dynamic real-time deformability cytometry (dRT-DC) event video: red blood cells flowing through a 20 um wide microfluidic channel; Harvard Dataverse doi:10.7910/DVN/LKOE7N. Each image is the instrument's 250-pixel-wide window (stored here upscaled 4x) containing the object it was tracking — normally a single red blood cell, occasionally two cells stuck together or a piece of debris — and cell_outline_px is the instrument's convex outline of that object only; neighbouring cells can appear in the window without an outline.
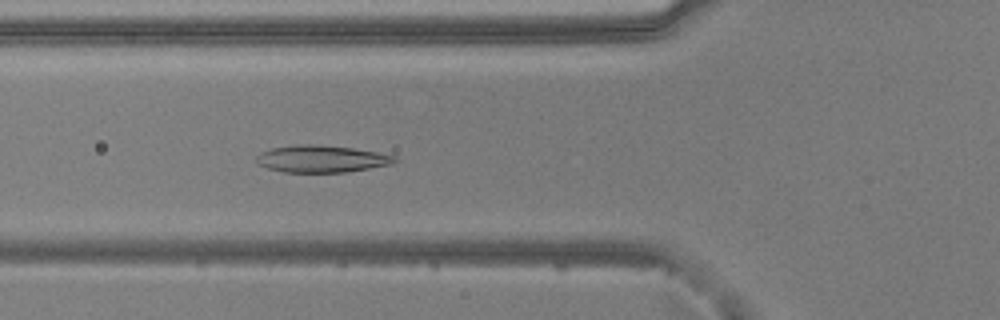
{"species": "common noctule bat (a hibernating species)", "species_latin": "Nyctalus noctula", "temperature_condition": "warm", "stored_images_in_passage": 18, "camera_frame_rate_fps": 3000, "um_per_image_px": 0.085, "animal": {"sex": "male", "body_mass_g": 20.5, "forearm_length_mm": 52.5}, "frame": {"image": 1, "passage_image": 8, "time_ms": 2.333, "image_size_px": [1000, 320], "cell_outline_px": [[400, 160], [392, 164], [348, 172], [284, 172], [268, 168], [256, 164], [256, 156], [260, 152], [272, 148], [296, 144], [308, 144], [352, 148], [376, 152], [396, 156]], "centroid_in_image_um": [27.32, 13.51], "position_along_channel_um": 98.5, "area_um2": 21.85}}
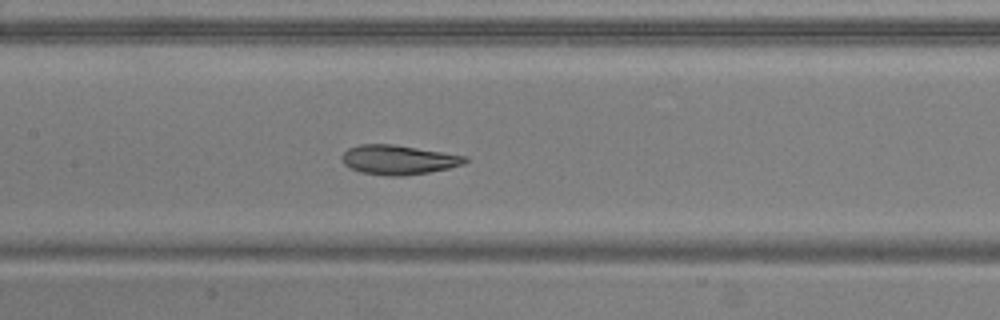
{"frame": {"image": 2, "passage_image": 14, "time_ms": 4.333, "image_size_px": [1000, 320], "cell_outline_px": [[468, 160], [464, 164], [448, 168], [428, 172], [400, 176], [388, 176], [360, 172], [344, 164], [340, 156], [348, 148], [360, 144], [392, 144], [468, 156]], "centroid_in_image_um": [33.85, 13.57], "position_along_channel_um": 173.5, "area_um2": 21.04}}
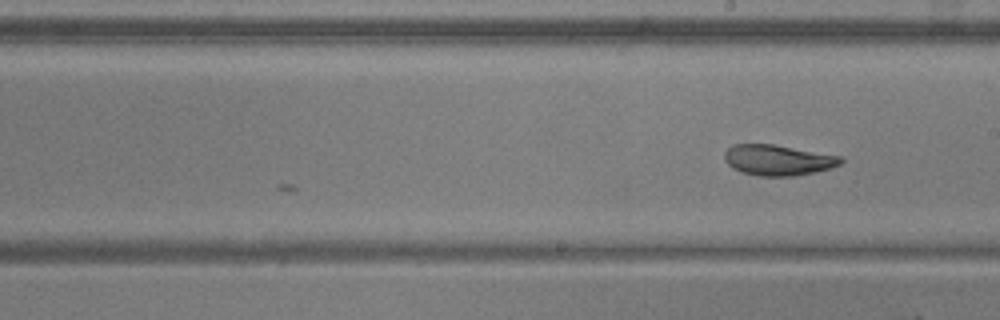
{"frame": {"image": 3, "passage_image": 18, "time_ms": 5.667, "image_size_px": [1000, 320], "cell_outline_px": [[844, 160], [840, 164], [832, 168], [816, 172], [792, 176], [760, 176], [740, 172], [732, 168], [724, 160], [724, 152], [732, 144], [772, 144], [844, 156]], "centroid_in_image_um": [66.14, 13.6], "position_along_channel_um": 222.9, "area_um2": 21.04}}